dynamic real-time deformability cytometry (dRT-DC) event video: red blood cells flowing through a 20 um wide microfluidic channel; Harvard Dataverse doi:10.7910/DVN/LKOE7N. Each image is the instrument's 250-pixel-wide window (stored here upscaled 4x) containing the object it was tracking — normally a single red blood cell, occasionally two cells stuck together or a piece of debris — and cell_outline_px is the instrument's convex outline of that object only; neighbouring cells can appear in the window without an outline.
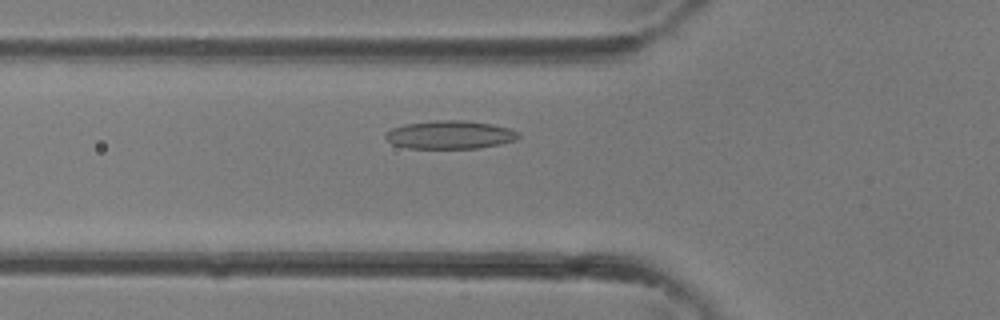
{"species": "common noctule bat (a hibernating species)", "species_latin": "Nyctalus noctula", "temperature_condition": "room temperature", "stored_images_in_passage": 33, "camera_frame_rate_fps": 3000, "um_per_image_px": 0.085, "animal": {"sex": "female"}, "frame": {"image": 1, "passage_image": 10, "time_ms": 3.0, "image_size_px": [1000, 320], "cell_outline_px": [[520, 136], [516, 140], [500, 144], [476, 148], [408, 148], [392, 144], [384, 136], [392, 128], [404, 124], [432, 120], [464, 120], [492, 124], [508, 128], [520, 132]], "centroid_in_image_um": [38.26, 11.45], "position_along_channel_um": 87.5, "area_um2": 21.91}}
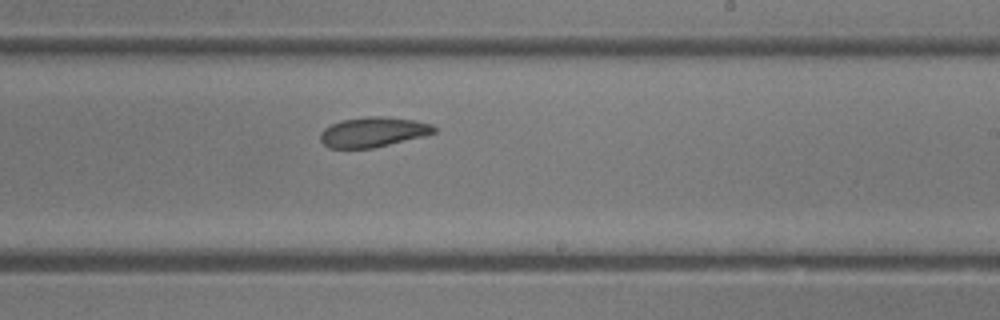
{"frame": {"image": 2, "passage_image": 19, "time_ms": 6.0, "image_size_px": [1000, 320], "cell_outline_px": [[436, 132], [424, 136], [372, 148], [328, 148], [320, 140], [320, 132], [324, 128], [332, 124], [344, 120], [368, 116], [384, 116], [416, 120], [432, 124], [436, 128]], "centroid_in_image_um": [31.72, 11.22], "position_along_channel_um": 257.3, "area_um2": 19.83}}
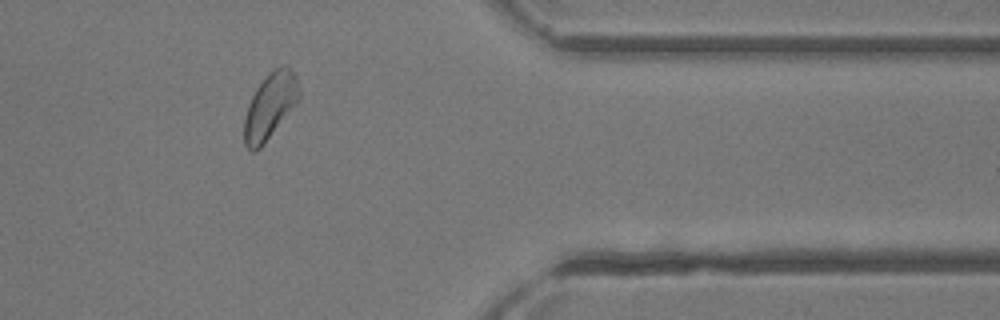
{"frame": {"image": 3, "passage_image": 27, "time_ms": 8.667, "image_size_px": [1000, 320], "cell_outline_px": [[300, 100], [264, 144], [256, 152], [252, 152], [244, 144], [244, 116], [248, 104], [256, 88], [268, 72], [284, 64], [288, 64], [292, 68], [296, 76], [300, 92]], "centroid_in_image_um": [22.97, 9.0], "position_along_channel_um": 388.4, "area_um2": 21.44}}